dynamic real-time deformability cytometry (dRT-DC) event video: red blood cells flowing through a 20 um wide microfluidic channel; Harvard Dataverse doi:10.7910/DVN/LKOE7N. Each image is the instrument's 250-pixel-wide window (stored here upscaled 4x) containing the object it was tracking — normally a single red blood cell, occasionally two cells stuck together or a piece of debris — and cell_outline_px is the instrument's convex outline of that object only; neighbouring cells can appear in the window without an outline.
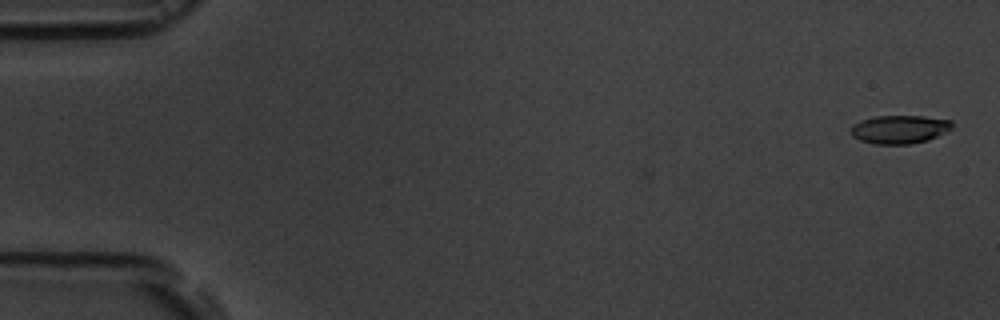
{"species": "common noctule bat (a hibernating species)", "species_latin": "Nyctalus noctula", "temperature_condition": "room temperature", "stored_images_in_passage": 9, "camera_frame_rate_fps": 3000, "um_per_image_px": 0.085, "animal": {"sex": "male", "body_mass_g": 19.5, "forearm_length_mm": 54.6}, "frame": {"image": 1, "passage_image": 1, "time_ms": 0.0, "image_size_px": [1000, 320], "cell_outline_px": [[952, 128], [948, 132], [928, 140], [912, 144], [872, 144], [860, 140], [852, 136], [848, 128], [852, 124], [860, 120], [876, 116], [924, 116], [952, 120]], "centroid_in_image_um": [76.44, 10.99], "position_along_channel_um": 8.6, "area_um2": 17.11}}
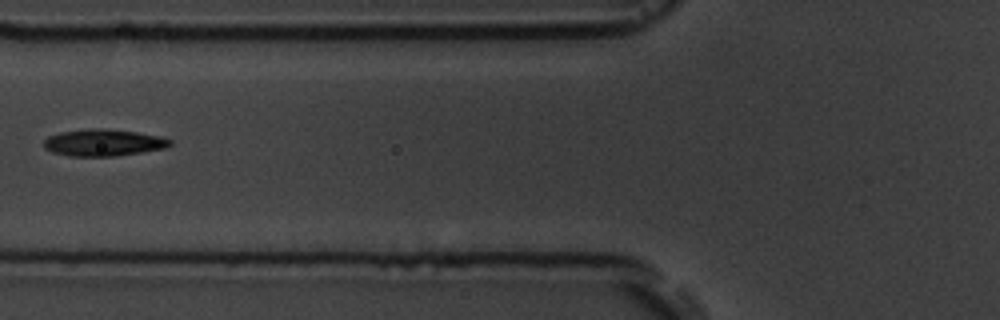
{"frame": {"image": 2, "passage_image": 7, "time_ms": 7.0, "image_size_px": [1000, 320], "cell_outline_px": [[172, 144], [164, 148], [116, 156], [72, 156], [52, 152], [44, 148], [44, 140], [48, 136], [60, 132], [92, 128], [104, 128], [136, 132], [160, 136], [172, 140]], "centroid_in_image_um": [8.78, 12.12], "position_along_channel_um": 117.0, "area_um2": 19.65}}
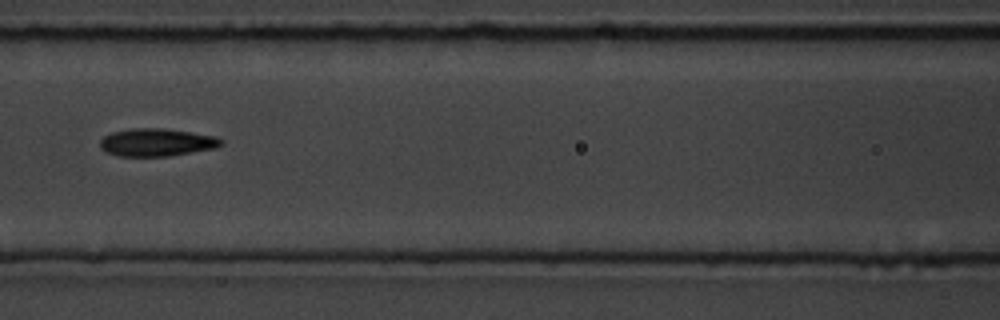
{"frame": {"image": 3, "passage_image": 8, "time_ms": 8.0, "image_size_px": [1000, 320], "cell_outline_px": [[224, 144], [216, 148], [168, 156], [116, 156], [100, 148], [100, 140], [104, 136], [112, 132], [132, 128], [164, 128], [216, 136], [224, 140]], "centroid_in_image_um": [13.34, 12.1], "position_along_channel_um": 153.3, "area_um2": 19.65}}